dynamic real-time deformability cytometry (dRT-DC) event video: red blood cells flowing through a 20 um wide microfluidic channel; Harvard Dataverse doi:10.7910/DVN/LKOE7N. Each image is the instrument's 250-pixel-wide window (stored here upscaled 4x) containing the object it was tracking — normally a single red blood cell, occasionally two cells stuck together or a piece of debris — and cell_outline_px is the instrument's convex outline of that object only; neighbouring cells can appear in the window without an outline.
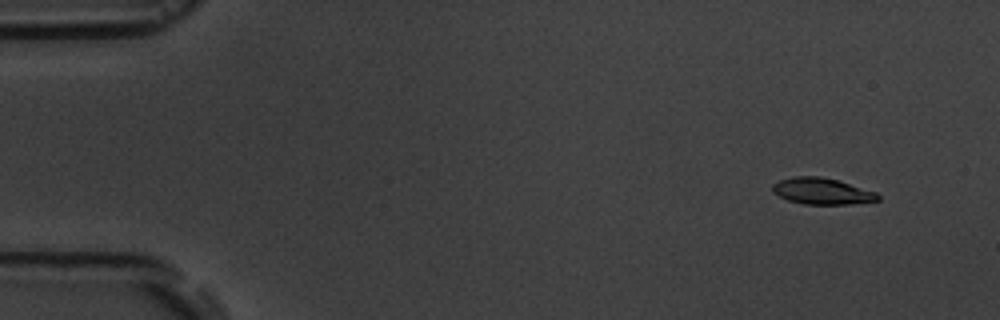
{"species": "common noctule bat (a hibernating species)", "species_latin": "Nyctalus noctula", "temperature_condition": "room temperature", "stored_images_in_passage": 5, "camera_frame_rate_fps": 3000, "um_per_image_px": 0.085, "animal": {"sex": "male", "body_mass_g": 19.5, "forearm_length_mm": 54.6}, "frame": {"image": 1, "passage_image": 1, "time_ms": 0.0, "image_size_px": [1000, 320], "cell_outline_px": [[880, 200], [848, 204], [804, 204], [788, 200], [772, 192], [772, 184], [780, 180], [792, 176], [820, 176], [836, 180], [876, 192], [880, 196]], "centroid_in_image_um": [69.84, 16.25], "position_along_channel_um": 15.2, "area_um2": 16.07}}